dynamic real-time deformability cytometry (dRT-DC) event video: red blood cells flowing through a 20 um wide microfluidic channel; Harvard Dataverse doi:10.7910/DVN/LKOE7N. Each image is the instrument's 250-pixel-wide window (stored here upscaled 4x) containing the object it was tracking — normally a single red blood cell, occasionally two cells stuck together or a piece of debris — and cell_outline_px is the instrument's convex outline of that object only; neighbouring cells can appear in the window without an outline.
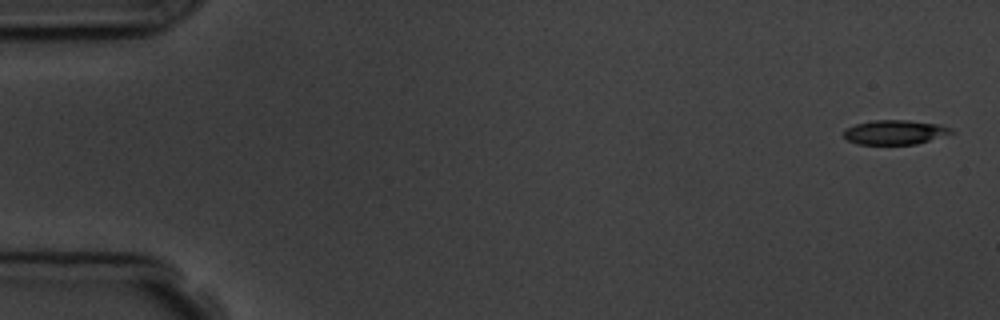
{"species": "common noctule bat (a hibernating species)", "species_latin": "Nyctalus noctula", "temperature_condition": "room temperature", "stored_images_in_passage": 5, "camera_frame_rate_fps": 3000, "um_per_image_px": 0.085, "animal": {"sex": "male", "body_mass_g": 19.5, "forearm_length_mm": 54.6}, "frame": {"image": 1, "passage_image": 1, "time_ms": 0.0, "image_size_px": [1000, 320], "cell_outline_px": [[956, 132], [916, 144], [856, 144], [848, 140], [844, 136], [844, 132], [848, 128], [856, 124], [872, 120], [908, 120], [940, 124], [952, 128]], "centroid_in_image_um": [76.1, 11.23], "position_along_channel_um": 8.9, "area_um2": 15.26}}
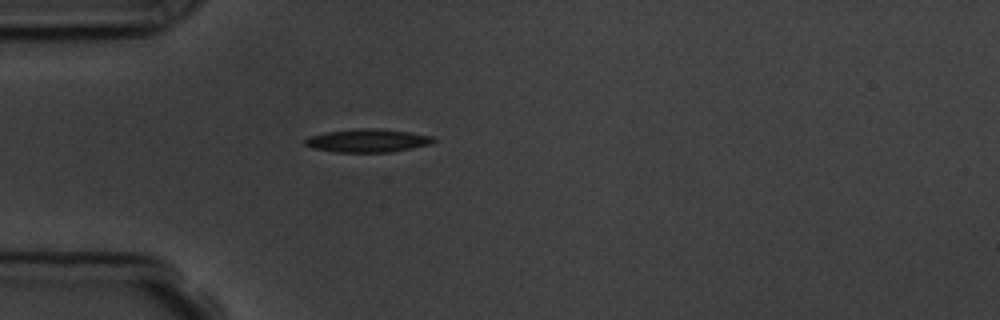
{"frame": {"image": 2, "passage_image": 5, "time_ms": 4.667, "image_size_px": [1000, 320], "cell_outline_px": [[436, 140], [432, 144], [392, 152], [336, 152], [312, 148], [304, 144], [304, 140], [308, 136], [328, 132], [356, 128], [376, 128], [408, 132], [432, 136]], "centroid_in_image_um": [31.24, 11.95], "position_along_channel_um": 53.8, "area_um2": 17.4}}